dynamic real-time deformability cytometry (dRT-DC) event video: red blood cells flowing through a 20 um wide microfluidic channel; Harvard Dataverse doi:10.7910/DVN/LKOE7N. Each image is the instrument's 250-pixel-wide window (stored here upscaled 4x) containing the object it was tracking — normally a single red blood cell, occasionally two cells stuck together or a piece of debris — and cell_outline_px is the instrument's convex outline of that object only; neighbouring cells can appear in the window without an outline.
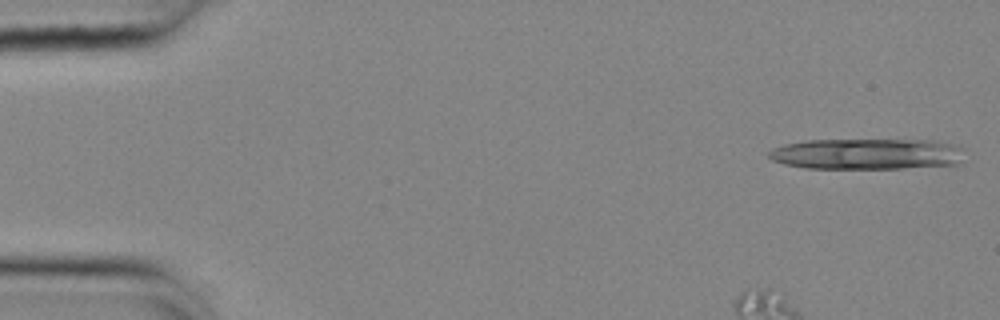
{"species": "common noctule bat (a hibernating species)", "species_latin": "Nyctalus noctula", "temperature_condition": "cold", "stored_images_in_passage": 36, "segment_of_instrument_passage": [1, 2], "camera_frame_rate_fps": 3000, "um_per_image_px": 0.085, "animal": {"sex": "female", "body_mass_g": 25.1}, "frame": {"image": 1, "passage_image": 1, "time_ms": 0.0, "image_size_px": [1000, 320], "cell_outline_px": [[964, 148], [960, 164], [904, 168], [808, 168], [784, 164], [772, 160], [768, 156], [768, 152], [772, 148], [784, 144], [804, 140], [936, 140], [960, 144]], "centroid_in_image_um": [73.74, 13.07], "position_along_channel_um": 11.3, "area_um2": 35.72}}